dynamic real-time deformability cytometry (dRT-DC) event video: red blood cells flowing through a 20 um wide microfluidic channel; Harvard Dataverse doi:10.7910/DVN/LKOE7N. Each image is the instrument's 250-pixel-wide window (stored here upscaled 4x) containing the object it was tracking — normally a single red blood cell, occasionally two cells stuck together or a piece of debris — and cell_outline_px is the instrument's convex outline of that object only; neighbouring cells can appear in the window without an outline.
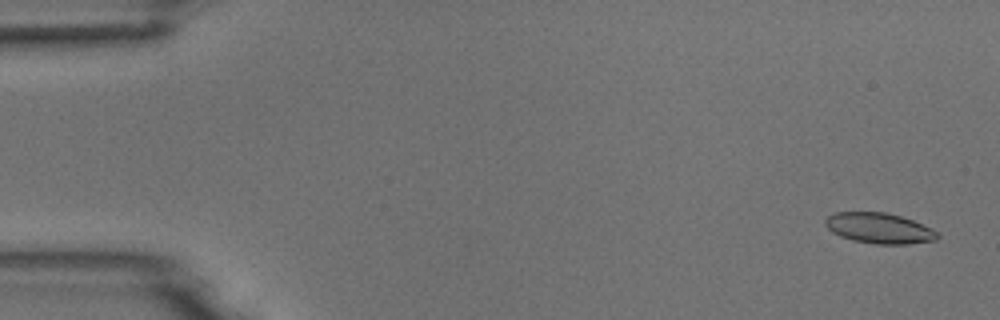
{"species": "common noctule bat (a hibernating species)", "species_latin": "Nyctalus noctula", "temperature_condition": "room temperature", "stored_images_in_passage": 54, "camera_frame_rate_fps": 3000, "um_per_image_px": 0.085, "animal": {"sex": "male", "body_mass_g": 18.8}, "frame": {"image": 1, "passage_image": 2, "time_ms": 0.333, "image_size_px": [1000, 320], "cell_outline_px": [[940, 236], [936, 240], [908, 244], [876, 244], [852, 240], [840, 236], [832, 232], [824, 224], [824, 220], [828, 216], [836, 212], [884, 212], [900, 216], [912, 220], [932, 228]], "centroid_in_image_um": [74.72, 19.4], "position_along_channel_um": 10.3, "area_um2": 19.94}}
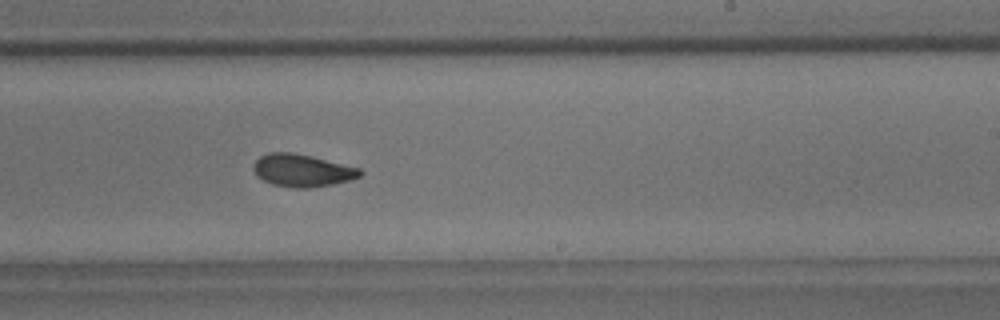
{"frame": {"image": 2, "passage_image": 33, "time_ms": 10.667, "image_size_px": [1000, 320], "cell_outline_px": [[364, 172], [360, 176], [352, 180], [332, 184], [308, 188], [296, 188], [272, 184], [256, 176], [252, 168], [252, 164], [260, 156], [268, 152], [292, 152], [312, 156], [360, 168]], "centroid_in_image_um": [25.68, 14.48], "position_along_channel_um": 263.3, "area_um2": 20.35}}
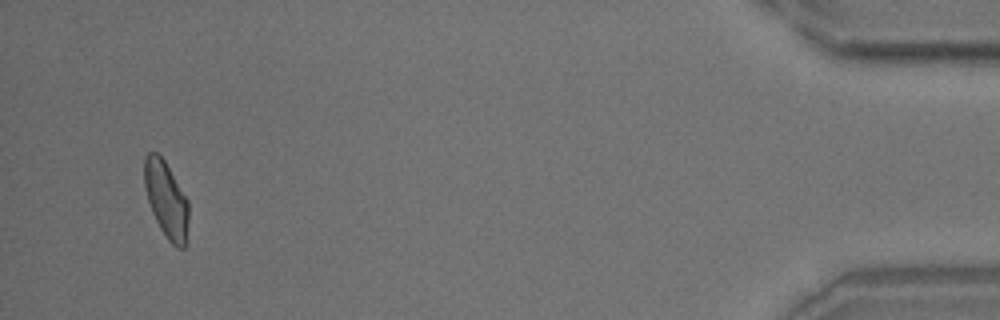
{"frame": {"image": 3, "passage_image": 52, "time_ms": 17.0, "image_size_px": [1000, 320], "cell_outline_px": [[188, 220], [184, 248], [176, 248], [168, 240], [160, 228], [152, 212], [148, 200], [144, 184], [144, 156], [148, 152], [156, 152], [164, 160], [188, 200]], "centroid_in_image_um": [14.12, 16.95], "position_along_channel_um": 421.1, "area_um2": 19.48}, "authors_computed_cell_mechanics": {"area_um2": 20.3167, "velocity_mm_per_s": 3.7133, "shape_relaxation_time_tau1_ms": 8.6879, "shape_relaxation_time_tau2_ms": 2.6131, "deformation_change_tau1": 0.1884, "deformation_change_tau2": 0.0667}}